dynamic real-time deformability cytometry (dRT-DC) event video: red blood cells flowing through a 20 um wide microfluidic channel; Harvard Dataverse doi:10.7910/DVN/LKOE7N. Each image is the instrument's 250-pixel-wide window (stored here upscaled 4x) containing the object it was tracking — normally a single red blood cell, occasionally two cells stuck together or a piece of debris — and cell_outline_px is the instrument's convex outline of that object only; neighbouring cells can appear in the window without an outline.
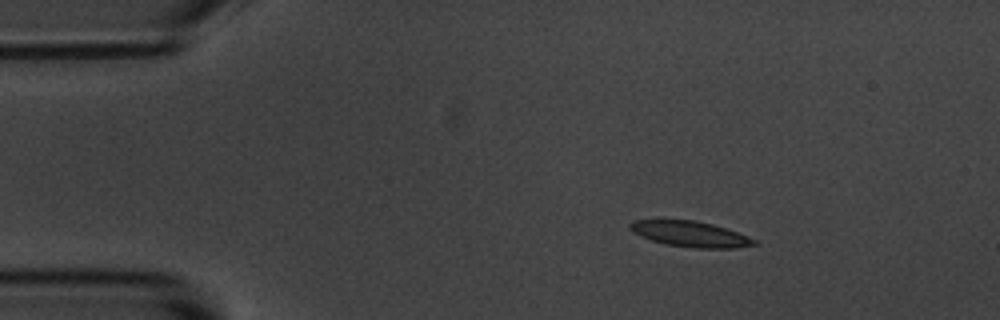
{"species": "common noctule bat (a hibernating species)", "species_latin": "Nyctalus noctula", "temperature_condition": "room temperature", "stored_images_in_passage": 3, "camera_frame_rate_fps": 3000, "um_per_image_px": 0.085, "animal": {"sex": "male", "body_mass_g": 20.1, "forearm_length_mm": 53.5}, "frame": {"image": 1, "passage_image": 1, "time_ms": 0.0, "image_size_px": [1000, 320], "cell_outline_px": [[760, 244], [736, 248], [692, 248], [668, 244], [652, 240], [640, 236], [628, 224], [632, 220], [696, 220], [712, 224], [748, 236], [756, 240]], "centroid_in_image_um": [58.73, 19.9], "position_along_channel_um": 26.3, "area_um2": 18.32}}
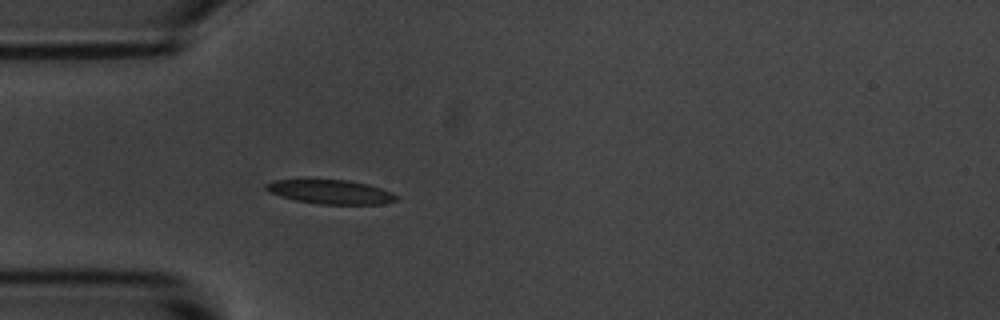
{"frame": {"image": 2, "passage_image": 3, "time_ms": 2.333, "image_size_px": [1000, 320], "cell_outline_px": [[400, 196], [396, 200], [380, 204], [320, 204], [296, 200], [280, 196], [268, 192], [264, 188], [264, 184], [272, 180], [348, 180], [368, 184], [392, 192]], "centroid_in_image_um": [28.08, 16.31], "position_along_channel_um": 56.9, "area_um2": 18.26}}